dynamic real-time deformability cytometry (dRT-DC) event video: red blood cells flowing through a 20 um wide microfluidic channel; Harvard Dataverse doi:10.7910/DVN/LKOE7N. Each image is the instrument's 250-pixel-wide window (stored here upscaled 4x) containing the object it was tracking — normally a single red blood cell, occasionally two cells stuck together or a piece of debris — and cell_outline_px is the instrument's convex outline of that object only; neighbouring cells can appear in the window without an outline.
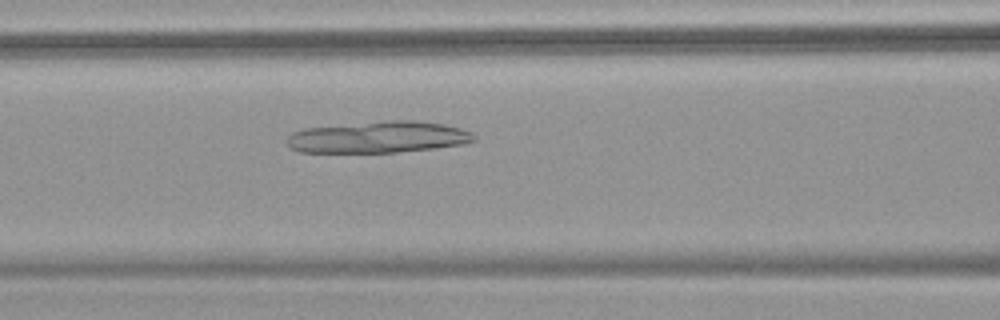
{"species": "common noctule bat (a hibernating species)", "species_latin": "Nyctalus noctula", "temperature_condition": "warm", "stored_images_in_passage": 53, "camera_frame_rate_fps": 3000, "um_per_image_px": 0.085, "animal": {"sex": "female", "body_mass_g": 18.4}, "frame": {"image": 1, "passage_image": 23, "time_ms": 7.333, "image_size_px": [1000, 320], "cell_outline_px": [[476, 140], [464, 144], [432, 148], [396, 152], [300, 152], [288, 148], [284, 140], [292, 132], [304, 128], [388, 120], [412, 120], [444, 124], [460, 128], [472, 132], [476, 136]], "centroid_in_image_um": [32.12, 11.65], "position_along_channel_um": 134.5, "area_um2": 34.56}}
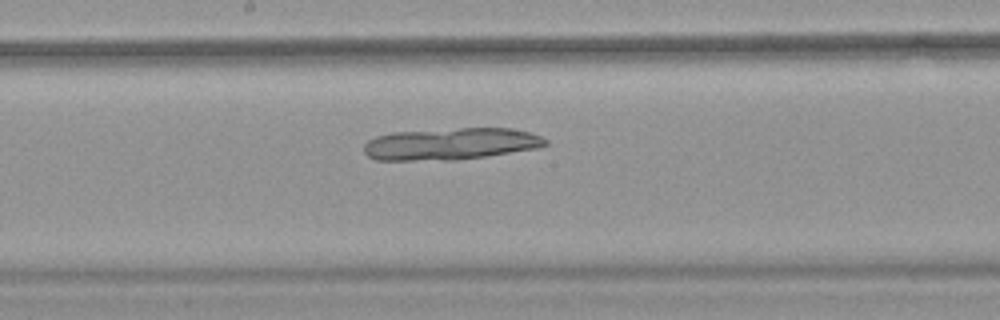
{"frame": {"image": 2, "passage_image": 29, "time_ms": 9.333, "image_size_px": [1000, 320], "cell_outline_px": [[548, 144], [536, 148], [484, 156], [456, 160], [376, 160], [368, 156], [364, 152], [364, 144], [368, 140], [376, 136], [392, 132], [460, 128], [508, 128], [528, 132], [540, 136], [548, 140]], "centroid_in_image_um": [38.26, 12.23], "position_along_channel_um": 209.9, "area_um2": 33.58}}
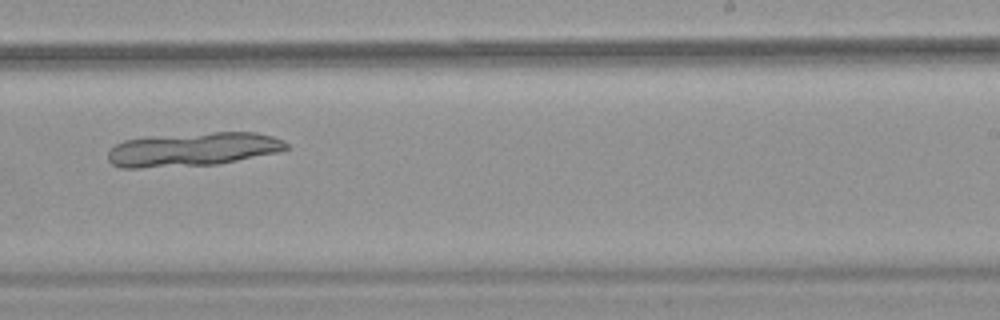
{"frame": {"image": 3, "passage_image": 34, "time_ms": 11.0, "image_size_px": [1000, 320], "cell_outline_px": [[288, 148], [280, 152], [216, 164], [136, 168], [120, 168], [112, 164], [108, 160], [108, 152], [116, 144], [124, 140], [144, 136], [212, 132], [256, 132], [272, 136], [284, 140], [288, 144]], "centroid_in_image_um": [16.38, 12.68], "position_along_channel_um": 272.6, "area_um2": 35.32}}